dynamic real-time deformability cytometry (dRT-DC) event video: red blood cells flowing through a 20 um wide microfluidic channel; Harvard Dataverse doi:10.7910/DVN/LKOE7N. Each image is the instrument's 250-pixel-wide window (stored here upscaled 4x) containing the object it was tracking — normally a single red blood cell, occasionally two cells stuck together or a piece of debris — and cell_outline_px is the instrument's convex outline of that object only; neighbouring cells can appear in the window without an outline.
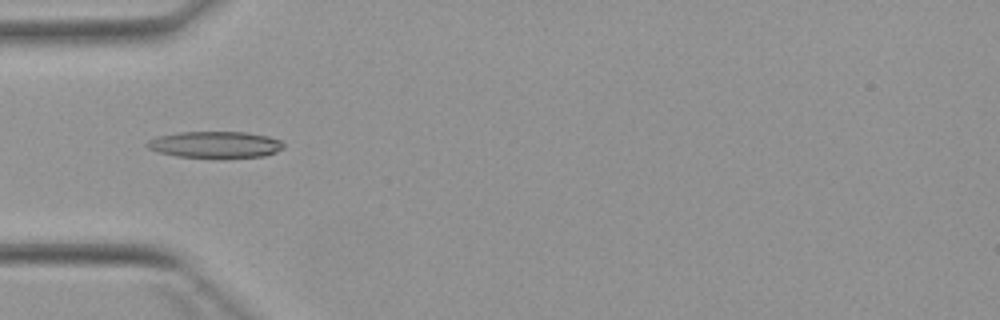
{"species": "Egyptian fruit bat (a non-hibernating species)", "species_latin": "Rousettus aegyptiacus", "temperature_condition": "warm", "stored_images_in_passage": 7, "camera_frame_rate_fps": 3000, "um_per_image_px": 0.085, "animal": {"sex": "female"}, "frame": {"image": 1, "passage_image": 5, "time_ms": 5.0, "image_size_px": [1000, 320], "cell_outline_px": [[284, 148], [276, 152], [264, 156], [176, 156], [160, 152], [148, 148], [144, 144], [148, 140], [156, 136], [180, 132], [248, 132], [268, 136], [280, 140], [284, 144]], "centroid_in_image_um": [18.29, 12.26], "position_along_channel_um": 66.7, "area_um2": 20.63}}
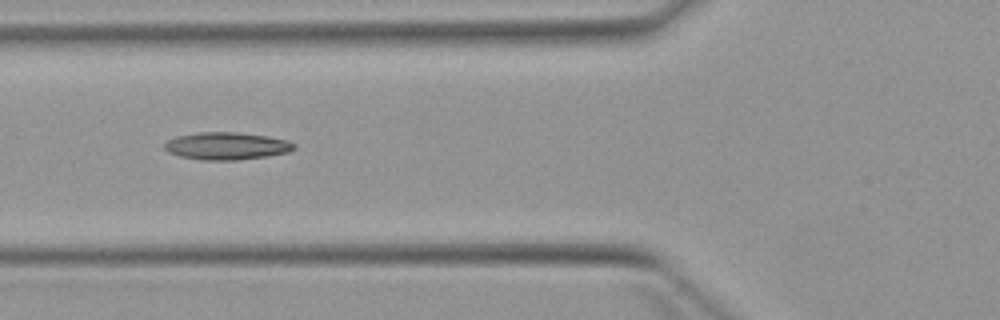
{"frame": {"image": 2, "passage_image": 6, "time_ms": 6.0, "image_size_px": [1000, 320], "cell_outline_px": [[296, 148], [288, 152], [268, 156], [240, 160], [204, 160], [180, 156], [168, 152], [164, 148], [164, 144], [168, 140], [176, 136], [196, 132], [236, 132], [268, 136], [288, 140], [296, 144]], "centroid_in_image_um": [19.28, 12.4], "position_along_channel_um": 106.5, "area_um2": 20.87}}
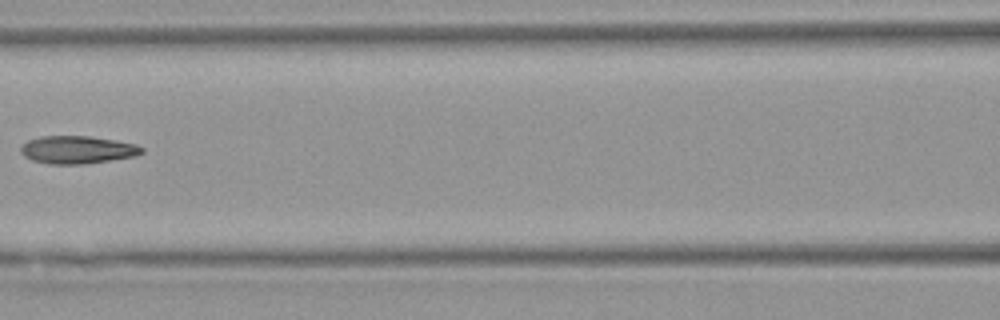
{"frame": {"image": 3, "passage_image": 7, "time_ms": 7.333, "image_size_px": [1000, 320], "cell_outline_px": [[144, 152], [136, 156], [84, 164], [48, 164], [32, 160], [24, 156], [20, 152], [20, 148], [28, 140], [40, 136], [88, 136], [116, 140], [136, 144], [144, 148]], "centroid_in_image_um": [6.58, 12.73], "position_along_channel_um": 160.0, "area_um2": 19.65}}